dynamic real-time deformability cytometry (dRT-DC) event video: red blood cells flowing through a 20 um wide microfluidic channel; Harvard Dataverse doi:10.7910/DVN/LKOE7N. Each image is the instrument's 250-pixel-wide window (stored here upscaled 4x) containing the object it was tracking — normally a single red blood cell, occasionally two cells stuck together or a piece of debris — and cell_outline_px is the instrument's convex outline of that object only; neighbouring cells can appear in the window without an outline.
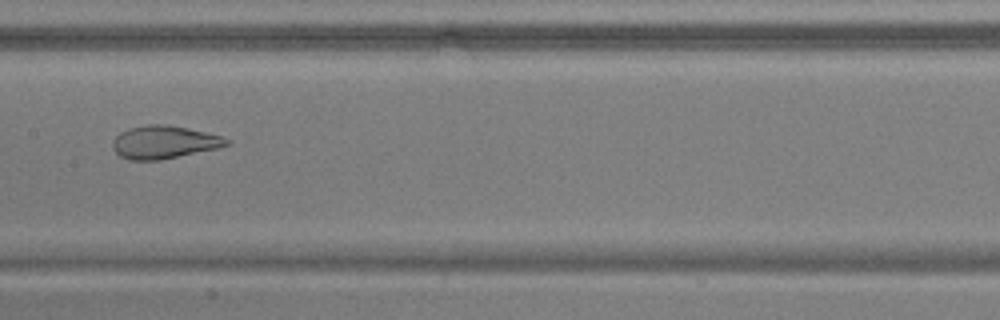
{"species": "common noctule bat (a hibernating species)", "species_latin": "Nyctalus noctula", "temperature_condition": "warm", "stored_images_in_passage": 54, "camera_frame_rate_fps": 3000, "um_per_image_px": 0.085, "animal": {"sex": "male", "body_mass_g": 17.9, "forearm_length_mm": 54.2}, "frame": {"image": 1, "passage_image": 28, "time_ms": 9.0, "image_size_px": [1000, 320], "cell_outline_px": [[232, 140], [228, 144], [216, 148], [160, 160], [128, 160], [120, 156], [112, 148], [112, 140], [120, 132], [128, 128], [148, 124], [164, 124], [188, 128], [220, 136]], "centroid_in_image_um": [13.89, 12.08], "position_along_channel_um": 193.5, "area_um2": 21.73}}
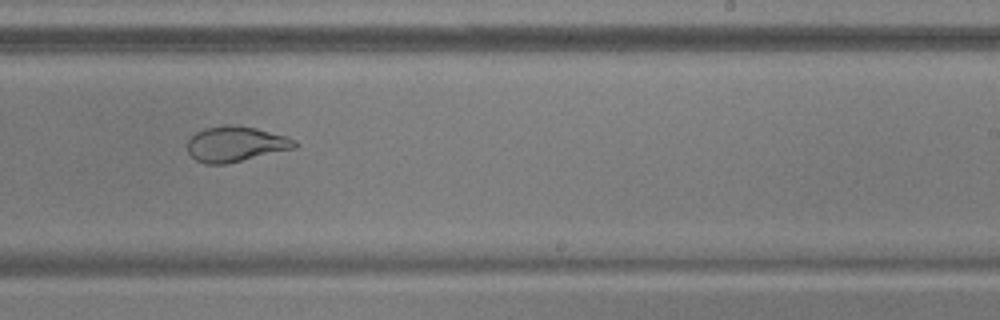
{"frame": {"image": 2, "passage_image": 34, "time_ms": 11.0, "image_size_px": [1000, 320], "cell_outline_px": [[300, 144], [296, 148], [224, 164], [204, 164], [196, 160], [188, 152], [188, 140], [196, 132], [204, 128], [228, 124], [256, 128], [284, 136], [296, 140]], "centroid_in_image_um": [20.03, 12.24], "position_along_channel_um": 269.0, "area_um2": 21.96}}
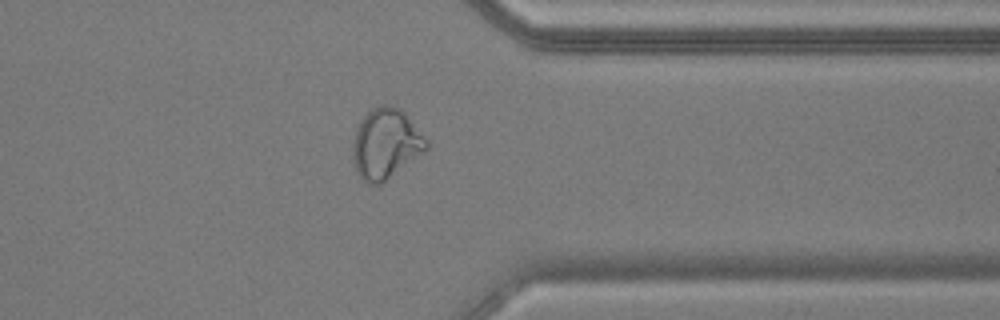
{"frame": {"image": 3, "passage_image": 43, "time_ms": 14.0, "image_size_px": [1000, 320], "cell_outline_px": [[428, 148], [380, 184], [368, 184], [356, 172], [352, 156], [352, 144], [356, 128], [360, 120], [372, 108], [384, 104], [400, 108], [404, 112], [428, 140]], "centroid_in_image_um": [32.76, 12.2], "position_along_channel_um": 378.6, "area_um2": 29.82}, "authors_computed_cell_mechanics": {"area_um2": 28.4954, "velocity_mm_per_s": 3.7952, "shape_relaxation_time_tau1_ms": null, "shape_relaxation_time_tau2_ms": 0.8226, "deformation_change_tau1": null, "deformation_change_tau2": 0.0542}}